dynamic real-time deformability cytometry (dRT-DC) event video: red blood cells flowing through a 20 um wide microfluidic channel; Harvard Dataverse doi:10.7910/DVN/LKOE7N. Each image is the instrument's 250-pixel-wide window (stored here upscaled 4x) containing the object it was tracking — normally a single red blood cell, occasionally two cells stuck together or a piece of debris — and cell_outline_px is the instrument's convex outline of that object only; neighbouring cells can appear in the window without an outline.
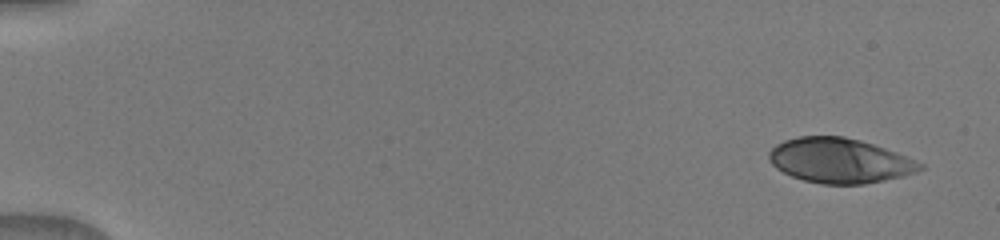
{"species": "human", "species_latin": "Homo sapiens", "temperature_condition": "warm", "stored_images_in_passage": 7, "camera_frame_rate_fps": 3000, "um_per_image_px": 0.085, "donor": {"sex": "male"}, "frame": {"image": 1, "passage_image": 1, "time_ms": 0.0, "image_size_px": [1000, 240], "cell_outline_px": [[924, 168], [916, 172], [904, 176], [864, 184], [820, 184], [804, 180], [792, 176], [776, 168], [768, 160], [768, 152], [776, 144], [784, 140], [796, 136], [844, 136], [860, 140], [896, 152], [924, 164]], "centroid_in_image_um": [71.35, 13.65], "position_along_channel_um": 13.7, "area_um2": 39.48}}
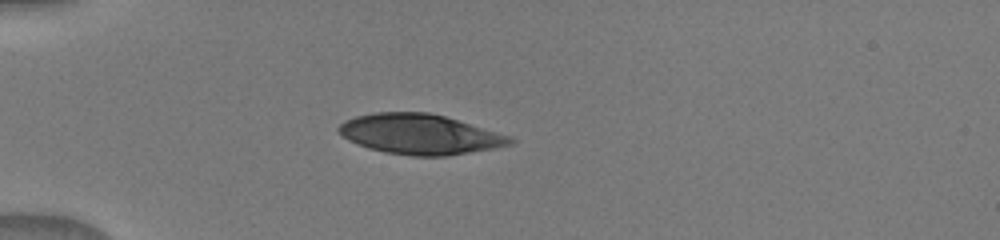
{"frame": {"image": 2, "passage_image": 5, "time_ms": 4.0, "image_size_px": [1000, 240], "cell_outline_px": [[516, 140], [512, 144], [492, 148], [448, 156], [412, 156], [384, 152], [368, 148], [348, 140], [336, 128], [344, 120], [356, 116], [376, 112], [428, 112], [444, 116], [512, 136]], "centroid_in_image_um": [35.69, 11.41], "position_along_channel_um": 49.3, "area_um2": 40.0}}
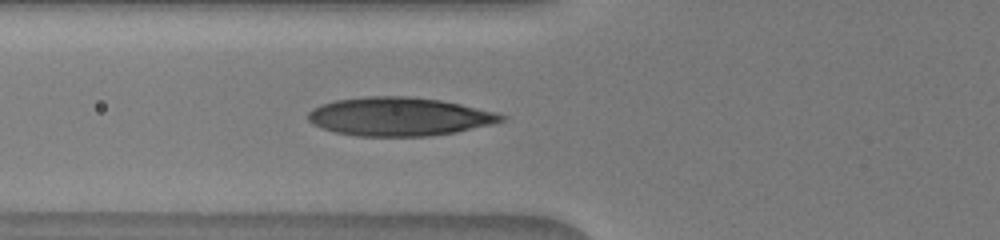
{"frame": {"image": 3, "passage_image": 7, "time_ms": 5.667, "image_size_px": [1000, 240], "cell_outline_px": [[508, 116], [504, 120], [492, 124], [456, 132], [428, 136], [356, 136], [336, 132], [320, 128], [312, 124], [308, 120], [308, 112], [312, 108], [320, 104], [336, 100], [368, 96], [408, 96], [440, 100], [460, 104], [496, 112]], "centroid_in_image_um": [33.91, 9.91], "position_along_channel_um": 91.9, "area_um2": 43.47}}